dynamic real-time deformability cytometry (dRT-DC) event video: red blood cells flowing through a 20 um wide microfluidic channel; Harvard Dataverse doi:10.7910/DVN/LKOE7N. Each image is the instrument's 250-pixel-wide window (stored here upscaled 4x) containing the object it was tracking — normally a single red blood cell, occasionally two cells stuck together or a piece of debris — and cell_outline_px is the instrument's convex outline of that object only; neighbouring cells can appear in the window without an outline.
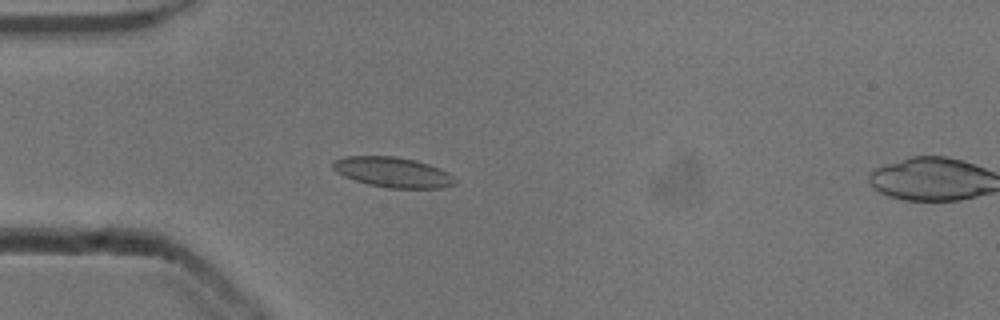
{"species": "common noctule bat (a hibernating species)", "species_latin": "Nyctalus noctula", "temperature_condition": "cold", "stored_images_in_passage": 14, "camera_frame_rate_fps": 3000, "um_per_image_px": 0.085, "animal": {"sex": "male", "body_mass_g": 13.3}, "frame": {"image": 1, "passage_image": 12, "time_ms": 3.667, "image_size_px": [1000, 320], "cell_outline_px": [[456, 184], [440, 188], [388, 188], [368, 184], [344, 176], [336, 172], [332, 168], [332, 160], [344, 156], [396, 156], [416, 160], [440, 168], [448, 172], [456, 180]], "centroid_in_image_um": [33.38, 14.63], "position_along_channel_um": 51.6, "area_um2": 21.62}}